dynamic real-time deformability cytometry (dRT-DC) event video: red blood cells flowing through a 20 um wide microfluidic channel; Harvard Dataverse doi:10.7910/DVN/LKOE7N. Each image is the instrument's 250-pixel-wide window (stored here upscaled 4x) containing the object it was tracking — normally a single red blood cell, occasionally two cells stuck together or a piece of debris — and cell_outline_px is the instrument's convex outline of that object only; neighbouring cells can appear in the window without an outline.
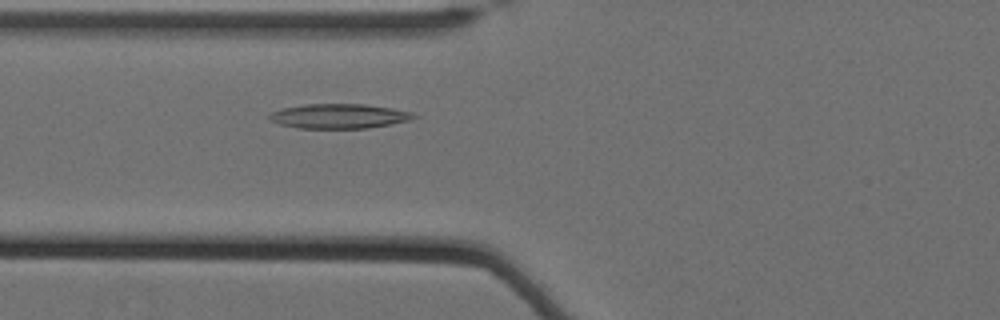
{"species": "Egyptian fruit bat (a non-hibernating species)", "species_latin": "Rousettus aegyptiacus", "temperature_condition": "cold", "stored_images_in_passage": 50, "camera_frame_rate_fps": 3000, "um_per_image_px": 0.085, "animal": {"sex": "female"}, "frame": {"image": 1, "passage_image": 15, "time_ms": 4.667, "image_size_px": [1000, 320], "cell_outline_px": [[420, 116], [412, 120], [392, 124], [368, 128], [300, 128], [280, 124], [268, 120], [268, 116], [272, 112], [284, 108], [304, 104], [364, 104], [392, 108], [412, 112]], "centroid_in_image_um": [28.87, 9.87], "position_along_channel_um": 96.9, "area_um2": 20.81}}
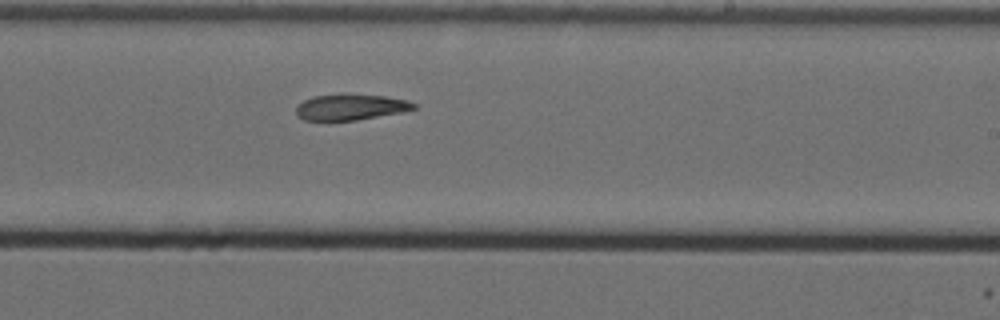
{"frame": {"image": 2, "passage_image": 29, "time_ms": 9.333, "image_size_px": [1000, 320], "cell_outline_px": [[416, 108], [400, 112], [356, 120], [304, 120], [296, 116], [296, 108], [304, 100], [312, 96], [384, 96], [404, 100], [416, 104]], "centroid_in_image_um": [29.76, 9.14], "position_along_channel_um": 259.2, "area_um2": 16.88}}
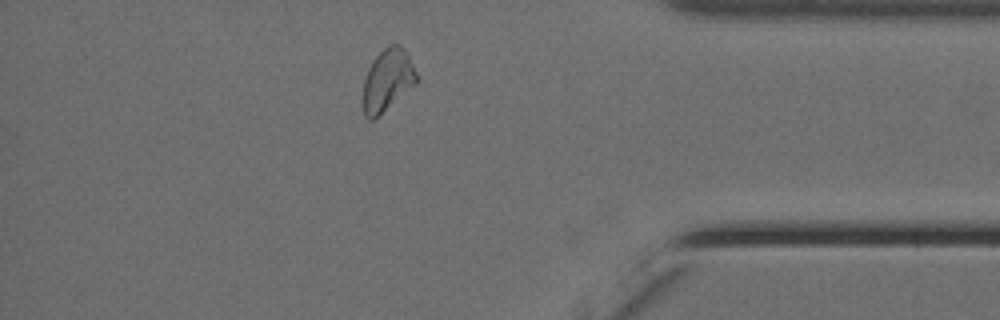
{"frame": {"image": 3, "passage_image": 43, "time_ms": 14.0, "image_size_px": [1000, 320], "cell_outline_px": [[416, 84], [372, 120], [368, 120], [364, 116], [364, 80], [368, 68], [376, 56], [388, 44], [400, 44], [408, 56], [416, 72]], "centroid_in_image_um": [32.93, 6.79], "position_along_channel_um": 402.3, "area_um2": 18.84}}